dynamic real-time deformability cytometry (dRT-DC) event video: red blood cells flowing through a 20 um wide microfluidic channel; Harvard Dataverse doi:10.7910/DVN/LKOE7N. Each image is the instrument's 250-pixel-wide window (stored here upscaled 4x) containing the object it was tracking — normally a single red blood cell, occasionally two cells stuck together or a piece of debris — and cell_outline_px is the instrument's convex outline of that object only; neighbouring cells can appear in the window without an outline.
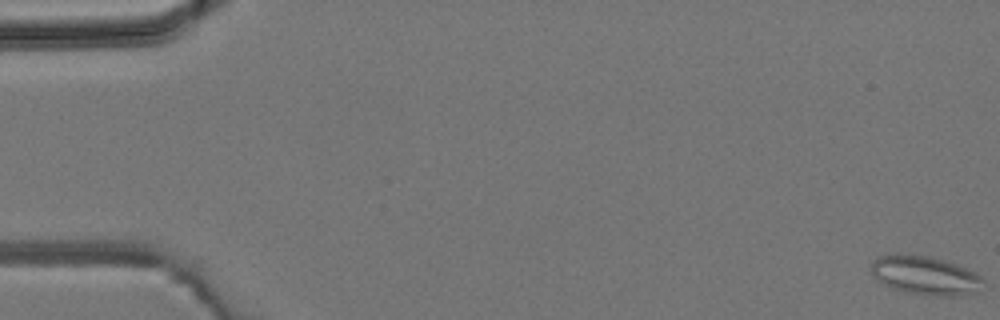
{"species": "common noctule bat (a hibernating species)", "species_latin": "Nyctalus noctula", "temperature_condition": "room temperature", "stored_images_in_passage": 6, "camera_frame_rate_fps": 3000, "um_per_image_px": 0.085, "animal": {"sex": "male", "body_mass_g": 19.2, "forearm_length_mm": 51.8}, "frame": {"image": 1, "passage_image": 1, "time_ms": 0.0, "image_size_px": [1000, 320], "cell_outline_px": [[984, 280], [976, 292], [956, 296], [936, 296], [908, 292], [892, 288], [876, 280], [872, 276], [868, 268], [872, 260], [880, 256], [896, 252], [908, 252], [928, 256], [944, 260], [956, 264], [976, 272]], "centroid_in_image_um": [78.55, 23.37], "position_along_channel_um": 6.4, "area_um2": 25.84}}
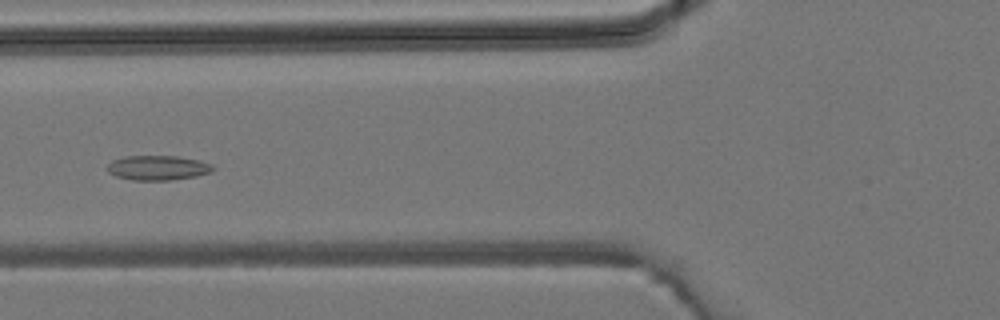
{"frame": {"image": 2, "passage_image": 6, "time_ms": 6.0, "image_size_px": [1000, 320], "cell_outline_px": [[216, 168], [212, 172], [196, 176], [172, 180], [132, 180], [116, 176], [108, 172], [108, 164], [112, 160], [124, 156], [176, 156], [196, 160], [212, 164]], "centroid_in_image_um": [13.42, 14.26], "position_along_channel_um": 112.4, "area_um2": 15.2}}